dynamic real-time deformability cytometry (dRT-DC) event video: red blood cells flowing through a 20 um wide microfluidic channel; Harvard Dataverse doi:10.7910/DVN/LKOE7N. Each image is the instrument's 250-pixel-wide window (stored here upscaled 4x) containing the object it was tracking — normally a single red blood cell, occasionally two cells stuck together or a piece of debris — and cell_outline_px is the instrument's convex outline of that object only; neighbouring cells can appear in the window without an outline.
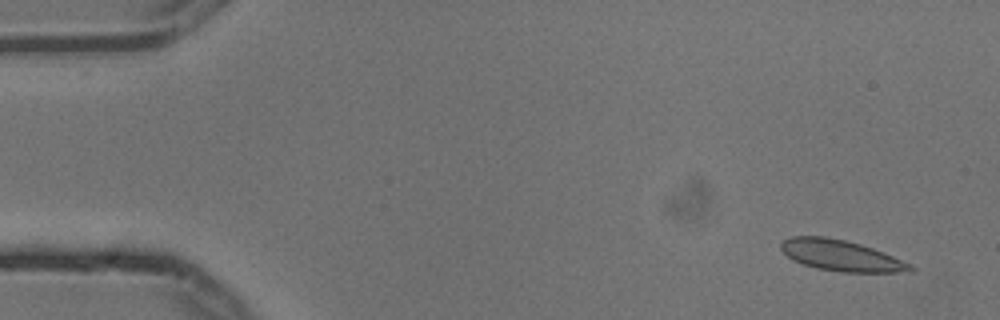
{"species": "common noctule bat (a hibernating species)", "species_latin": "Nyctalus noctula", "temperature_condition": "cold", "stored_images_in_passage": 8, "camera_frame_rate_fps": 3000, "um_per_image_px": 0.085, "animal": {"sex": "male", "body_mass_g": 13.3}, "frame": {"image": 1, "passage_image": 1, "time_ms": 0.0, "image_size_px": [1000, 320], "cell_outline_px": [[916, 272], [840, 272], [816, 268], [792, 260], [780, 248], [780, 244], [784, 240], [792, 236], [824, 236], [844, 240], [860, 244], [872, 248], [912, 264], [916, 268]], "centroid_in_image_um": [71.52, 21.73], "position_along_channel_um": 13.5, "area_um2": 23.29}}
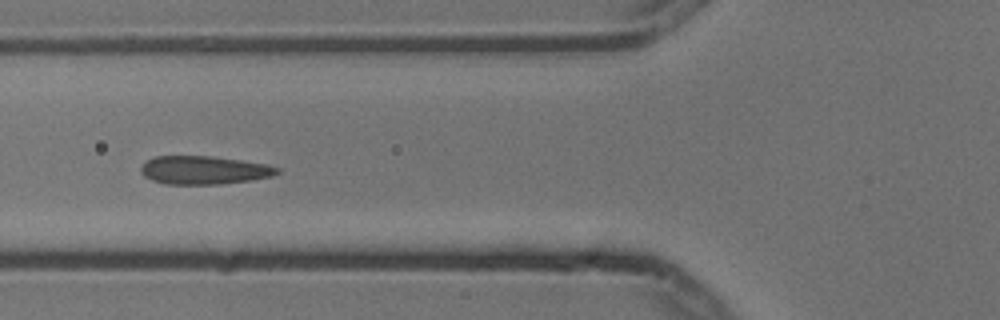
{"frame": {"image": 2, "passage_image": 6, "time_ms": 1.667, "image_size_px": [1000, 320], "cell_outline_px": [[280, 172], [272, 176], [252, 180], [220, 184], [164, 184], [152, 180], [144, 176], [140, 172], [140, 168], [148, 160], [156, 156], [208, 156], [240, 160], [268, 164], [280, 168]], "centroid_in_image_um": [17.36, 14.46], "position_along_channel_um": 108.4, "area_um2": 22.48}}
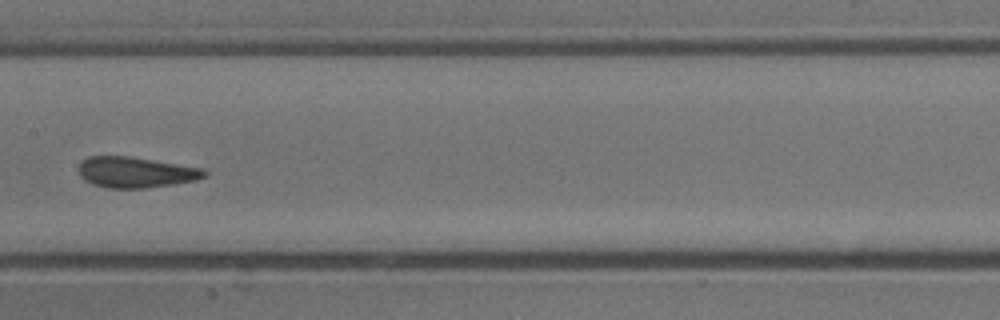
{"frame": {"image": 3, "passage_image": 8, "time_ms": 2.333, "image_size_px": [1000, 320], "cell_outline_px": [[208, 172], [204, 176], [196, 180], [172, 184], [144, 188], [108, 188], [84, 180], [80, 176], [80, 164], [88, 156], [128, 156], [204, 168]], "centroid_in_image_um": [11.55, 14.64], "position_along_channel_um": 195.8, "area_um2": 22.25}}